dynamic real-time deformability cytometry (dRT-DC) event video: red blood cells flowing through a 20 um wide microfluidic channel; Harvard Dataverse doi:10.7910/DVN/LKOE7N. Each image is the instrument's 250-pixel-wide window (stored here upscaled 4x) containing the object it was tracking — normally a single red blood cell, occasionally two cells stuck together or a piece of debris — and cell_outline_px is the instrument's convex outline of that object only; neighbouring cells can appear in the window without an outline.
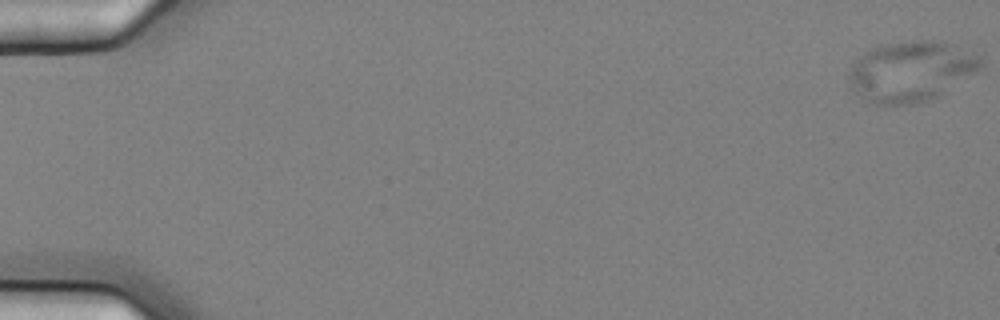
{"species": "common noctule bat (a hibernating species)", "species_latin": "Nyctalus noctula", "temperature_condition": "cold", "stored_images_in_passage": 7, "camera_frame_rate_fps": 3000, "um_per_image_px": 0.085, "animal": {"sex": "female", "body_mass_g": 25.1}, "frame": {"image": 1, "passage_image": 1, "time_ms": 0.0, "image_size_px": [1000, 320], "cell_outline_px": [[984, 64], [976, 72], [936, 96], [928, 100], [912, 104], [876, 104], [864, 100], [852, 88], [848, 80], [848, 72], [856, 60], [864, 52], [880, 44], [912, 40], [944, 40], [956, 44], [984, 56]], "centroid_in_image_um": [77.47, 6.01], "position_along_channel_um": 7.5, "area_um2": 46.82}}